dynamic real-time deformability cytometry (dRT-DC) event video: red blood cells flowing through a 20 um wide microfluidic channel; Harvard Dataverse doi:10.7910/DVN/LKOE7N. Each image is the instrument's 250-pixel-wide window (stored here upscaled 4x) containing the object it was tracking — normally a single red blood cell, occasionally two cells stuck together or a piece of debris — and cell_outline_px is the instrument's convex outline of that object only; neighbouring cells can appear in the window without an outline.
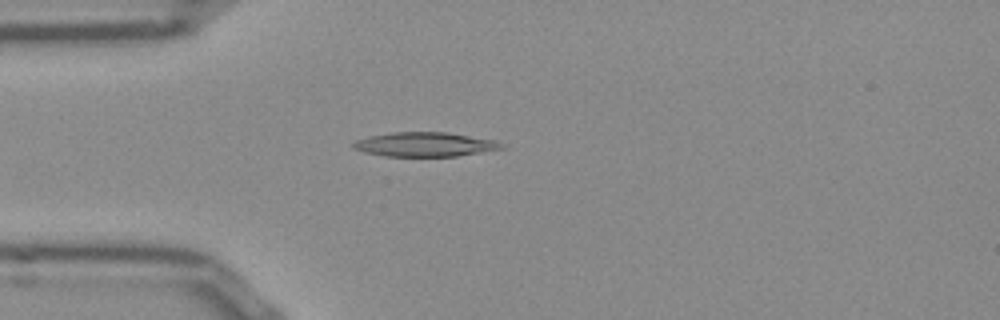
{"species": "Egyptian fruit bat (a non-hibernating species)", "species_latin": "Rousettus aegyptiacus", "temperature_condition": "room temperature", "stored_images_in_passage": 47, "camera_frame_rate_fps": 3000, "um_per_image_px": 0.085, "frame": {"image": 1, "passage_image": 9, "time_ms": 2.667, "image_size_px": [1000, 320], "cell_outline_px": [[504, 148], [456, 156], [384, 156], [364, 152], [352, 148], [352, 144], [356, 140], [372, 136], [392, 132], [444, 132], [492, 140], [500, 144]], "centroid_in_image_um": [36.03, 12.28], "position_along_channel_um": 49.0, "area_um2": 20.52}}
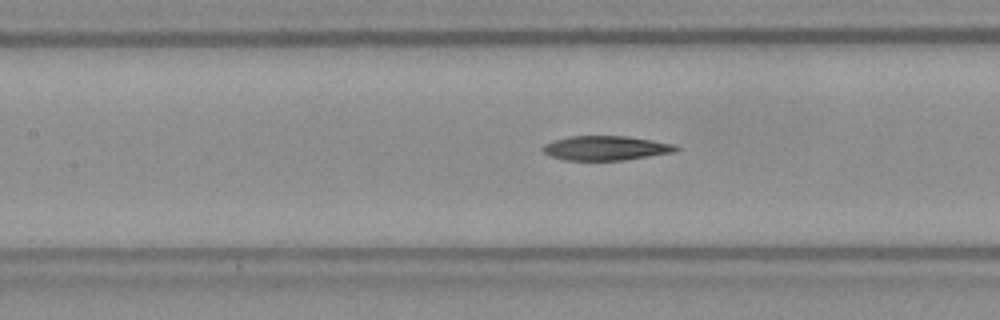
{"frame": {"image": 2, "passage_image": 18, "time_ms": 5.667, "image_size_px": [1000, 320], "cell_outline_px": [[680, 148], [676, 152], [624, 160], [564, 160], [552, 156], [544, 152], [540, 148], [544, 144], [556, 140], [572, 136], [628, 136], [676, 144]], "centroid_in_image_um": [51.54, 12.58], "position_along_channel_um": 155.9, "area_um2": 18.96}}
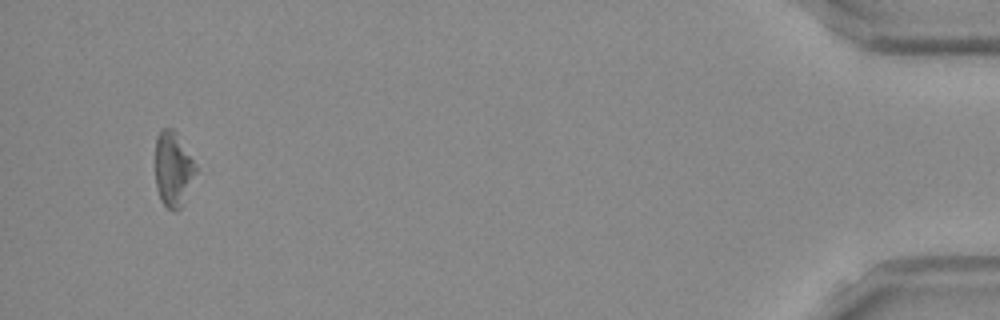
{"frame": {"image": 3, "passage_image": 45, "time_ms": 14.667, "image_size_px": [1000, 320], "cell_outline_px": [[200, 168], [184, 204], [176, 212], [172, 212], [160, 200], [156, 188], [156, 136], [164, 128], [172, 128], [176, 132]], "centroid_in_image_um": [14.77, 14.42], "position_along_channel_um": 420.4, "area_um2": 18.32}, "authors_computed_cell_mechanics": {"area_um2": 19.7676, "velocity_mm_per_s": 3.8637, "shape_relaxation_time_tau1_ms": 7.8231, "shape_relaxation_time_tau2_ms": null, "deformation_change_tau1": 0.1986, "deformation_change_tau2": null}}